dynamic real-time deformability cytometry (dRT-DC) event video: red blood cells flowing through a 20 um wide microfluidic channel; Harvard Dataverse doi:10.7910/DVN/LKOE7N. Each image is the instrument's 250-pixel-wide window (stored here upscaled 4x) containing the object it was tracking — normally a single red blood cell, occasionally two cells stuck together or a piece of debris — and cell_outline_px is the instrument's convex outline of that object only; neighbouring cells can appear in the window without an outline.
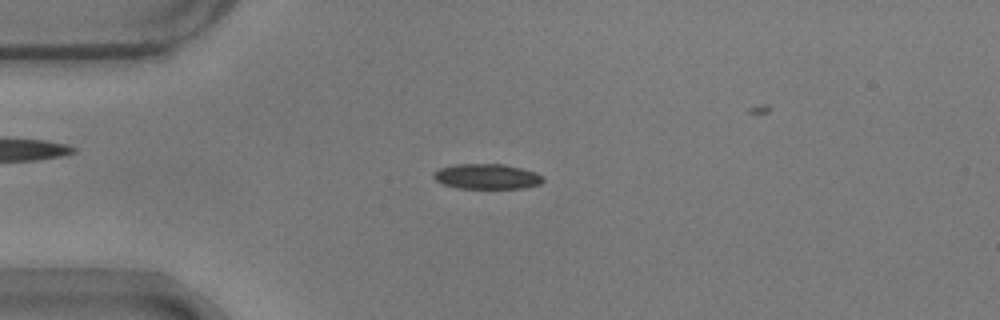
{"species": "common noctule bat (a hibernating species)", "species_latin": "Nyctalus noctula", "temperature_condition": "warm", "stored_images_in_passage": 48, "camera_frame_rate_fps": 3000, "um_per_image_px": 0.085, "animal": {"sex": "male", "body_mass_g": 17.9}, "frame": {"image": 1, "passage_image": 14, "time_ms": 4.333, "image_size_px": [1000, 320], "cell_outline_px": [[544, 180], [540, 184], [524, 188], [456, 188], [444, 184], [436, 180], [432, 176], [432, 172], [440, 168], [456, 164], [504, 164], [536, 172]], "centroid_in_image_um": [41.35, 15.0], "position_along_channel_um": 43.6, "area_um2": 16.01}}
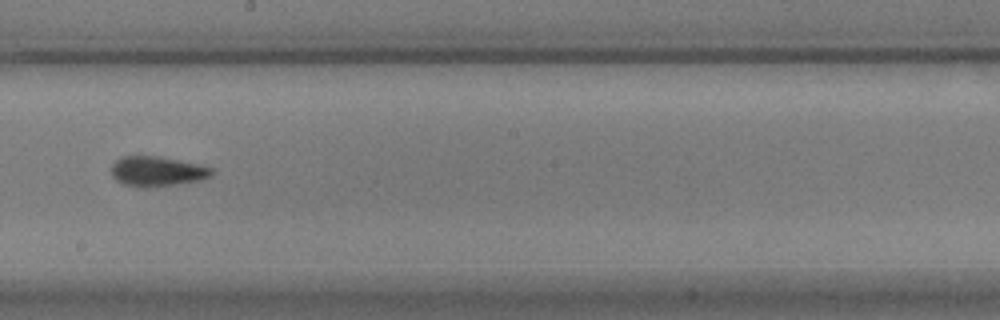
{"frame": {"image": 2, "passage_image": 31, "time_ms": 10.0, "image_size_px": [1000, 320], "cell_outline_px": [[212, 176], [200, 180], [172, 184], [124, 184], [116, 180], [112, 176], [112, 164], [120, 156], [160, 156], [196, 164], [212, 168]], "centroid_in_image_um": [13.35, 14.5], "position_along_channel_um": 234.9, "area_um2": 16.59}}
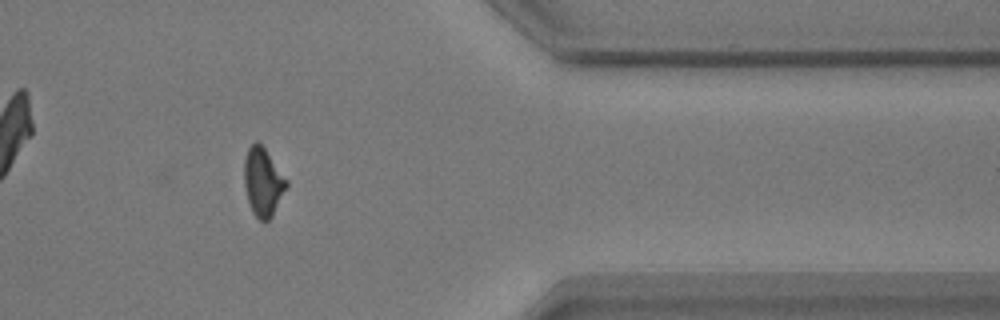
{"frame": {"image": 3, "passage_image": 45, "time_ms": 14.667, "image_size_px": [1000, 320], "cell_outline_px": [[288, 188], [272, 216], [264, 224], [252, 212], [248, 200], [244, 184], [244, 160], [248, 148], [256, 140], [264, 148], [288, 180]], "centroid_in_image_um": [22.37, 15.49], "position_along_channel_um": 389.0, "area_um2": 16.94}}